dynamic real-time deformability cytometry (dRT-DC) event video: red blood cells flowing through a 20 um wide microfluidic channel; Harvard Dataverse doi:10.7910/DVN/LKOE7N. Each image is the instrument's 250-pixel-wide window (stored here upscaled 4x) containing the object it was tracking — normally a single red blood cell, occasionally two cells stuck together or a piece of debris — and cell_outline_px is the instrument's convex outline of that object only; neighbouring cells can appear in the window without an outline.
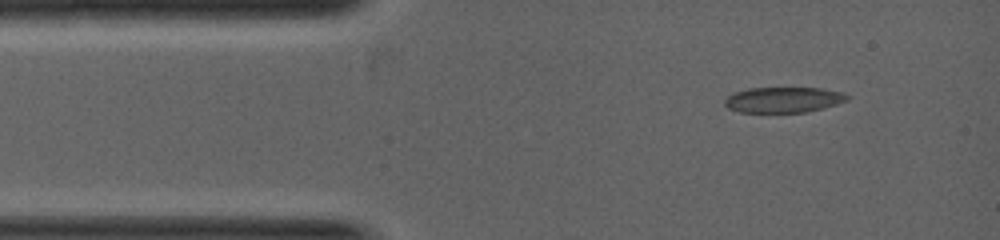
{"species": "common noctule bat (a hibernating species)", "species_latin": "Nyctalus noctula", "temperature_condition": "warm", "stored_images_in_passage": 4, "camera_frame_rate_fps": 5000, "um_per_image_px": 0.085, "animal": {"sex": "female", "body_mass_g": 19.0, "forearm_length_mm": 53.3}, "frame": {"image": 1, "passage_image": 1, "time_ms": 0.0, "image_size_px": [1000, 240], "cell_outline_px": [[848, 100], [824, 108], [808, 112], [740, 112], [728, 108], [724, 104], [724, 100], [732, 92], [748, 88], [820, 88], [844, 92], [848, 96]], "centroid_in_image_um": [66.58, 8.48], "position_along_channel_um": 18.4, "area_um2": 18.32}}
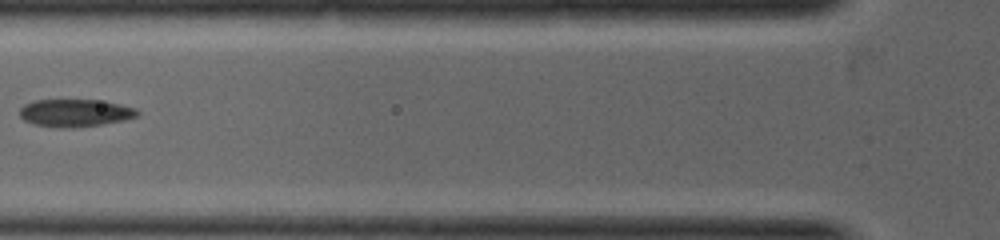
{"frame": {"image": 2, "passage_image": 4, "time_ms": 1.8, "image_size_px": [1000, 240], "cell_outline_px": [[140, 116], [124, 120], [100, 124], [36, 124], [24, 120], [20, 116], [20, 108], [24, 104], [32, 100], [96, 100], [120, 104], [136, 108], [140, 112]], "centroid_in_image_um": [6.44, 9.53], "position_along_channel_um": 119.4, "area_um2": 17.8}}